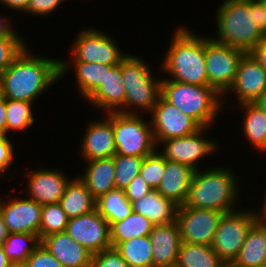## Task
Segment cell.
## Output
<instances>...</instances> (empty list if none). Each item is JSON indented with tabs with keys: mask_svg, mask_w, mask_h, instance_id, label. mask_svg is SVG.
<instances>
[{
	"mask_svg": "<svg viewBox=\"0 0 266 267\" xmlns=\"http://www.w3.org/2000/svg\"><path fill=\"white\" fill-rule=\"evenodd\" d=\"M63 60L29 54L27 47L11 66L0 73V95L5 99L33 102L69 69Z\"/></svg>",
	"mask_w": 266,
	"mask_h": 267,
	"instance_id": "1",
	"label": "cell"
},
{
	"mask_svg": "<svg viewBox=\"0 0 266 267\" xmlns=\"http://www.w3.org/2000/svg\"><path fill=\"white\" fill-rule=\"evenodd\" d=\"M216 19L221 44L249 53L265 37L262 0H226Z\"/></svg>",
	"mask_w": 266,
	"mask_h": 267,
	"instance_id": "2",
	"label": "cell"
},
{
	"mask_svg": "<svg viewBox=\"0 0 266 267\" xmlns=\"http://www.w3.org/2000/svg\"><path fill=\"white\" fill-rule=\"evenodd\" d=\"M162 67L177 82L210 86L205 65V38L184 27L173 35Z\"/></svg>",
	"mask_w": 266,
	"mask_h": 267,
	"instance_id": "3",
	"label": "cell"
},
{
	"mask_svg": "<svg viewBox=\"0 0 266 267\" xmlns=\"http://www.w3.org/2000/svg\"><path fill=\"white\" fill-rule=\"evenodd\" d=\"M235 178L234 173L227 169L211 168L202 172L196 170L184 205L223 213L234 211L232 206L238 197Z\"/></svg>",
	"mask_w": 266,
	"mask_h": 267,
	"instance_id": "4",
	"label": "cell"
},
{
	"mask_svg": "<svg viewBox=\"0 0 266 267\" xmlns=\"http://www.w3.org/2000/svg\"><path fill=\"white\" fill-rule=\"evenodd\" d=\"M161 96L185 115L193 118L201 127H208L221 108V96L210 86H200L161 80Z\"/></svg>",
	"mask_w": 266,
	"mask_h": 267,
	"instance_id": "5",
	"label": "cell"
},
{
	"mask_svg": "<svg viewBox=\"0 0 266 267\" xmlns=\"http://www.w3.org/2000/svg\"><path fill=\"white\" fill-rule=\"evenodd\" d=\"M121 75L126 91L125 105L118 111L133 114L134 111L124 107L134 105L152 112L161 95V79L152 78L149 67L141 58L126 56L121 60ZM154 79V80H153ZM123 109V110H122ZM130 111V112H129Z\"/></svg>",
	"mask_w": 266,
	"mask_h": 267,
	"instance_id": "6",
	"label": "cell"
},
{
	"mask_svg": "<svg viewBox=\"0 0 266 267\" xmlns=\"http://www.w3.org/2000/svg\"><path fill=\"white\" fill-rule=\"evenodd\" d=\"M150 124L135 112H112L116 154L145 157L154 153L157 144Z\"/></svg>",
	"mask_w": 266,
	"mask_h": 267,
	"instance_id": "7",
	"label": "cell"
},
{
	"mask_svg": "<svg viewBox=\"0 0 266 267\" xmlns=\"http://www.w3.org/2000/svg\"><path fill=\"white\" fill-rule=\"evenodd\" d=\"M254 211H232L221 216L212 249L229 267L237 258L251 227L258 221Z\"/></svg>",
	"mask_w": 266,
	"mask_h": 267,
	"instance_id": "8",
	"label": "cell"
},
{
	"mask_svg": "<svg viewBox=\"0 0 266 267\" xmlns=\"http://www.w3.org/2000/svg\"><path fill=\"white\" fill-rule=\"evenodd\" d=\"M245 54L239 48L221 44L213 38H205V65L210 87L220 95L229 91Z\"/></svg>",
	"mask_w": 266,
	"mask_h": 267,
	"instance_id": "9",
	"label": "cell"
},
{
	"mask_svg": "<svg viewBox=\"0 0 266 267\" xmlns=\"http://www.w3.org/2000/svg\"><path fill=\"white\" fill-rule=\"evenodd\" d=\"M223 212L179 206L176 221L182 242L211 246Z\"/></svg>",
	"mask_w": 266,
	"mask_h": 267,
	"instance_id": "10",
	"label": "cell"
},
{
	"mask_svg": "<svg viewBox=\"0 0 266 267\" xmlns=\"http://www.w3.org/2000/svg\"><path fill=\"white\" fill-rule=\"evenodd\" d=\"M80 32L72 48L74 61L115 66L126 56L105 33L96 29Z\"/></svg>",
	"mask_w": 266,
	"mask_h": 267,
	"instance_id": "11",
	"label": "cell"
},
{
	"mask_svg": "<svg viewBox=\"0 0 266 267\" xmlns=\"http://www.w3.org/2000/svg\"><path fill=\"white\" fill-rule=\"evenodd\" d=\"M152 114L151 125L156 144L193 134L201 128L193 118L185 115L161 95L153 107Z\"/></svg>",
	"mask_w": 266,
	"mask_h": 267,
	"instance_id": "12",
	"label": "cell"
},
{
	"mask_svg": "<svg viewBox=\"0 0 266 267\" xmlns=\"http://www.w3.org/2000/svg\"><path fill=\"white\" fill-rule=\"evenodd\" d=\"M65 231L92 254L112 247L109 222L96 209L69 219Z\"/></svg>",
	"mask_w": 266,
	"mask_h": 267,
	"instance_id": "13",
	"label": "cell"
},
{
	"mask_svg": "<svg viewBox=\"0 0 266 267\" xmlns=\"http://www.w3.org/2000/svg\"><path fill=\"white\" fill-rule=\"evenodd\" d=\"M208 127H201L195 133L162 141L164 146L161 154L167 161L186 164L194 170H198L197 162L216 150L214 141L202 137Z\"/></svg>",
	"mask_w": 266,
	"mask_h": 267,
	"instance_id": "14",
	"label": "cell"
},
{
	"mask_svg": "<svg viewBox=\"0 0 266 267\" xmlns=\"http://www.w3.org/2000/svg\"><path fill=\"white\" fill-rule=\"evenodd\" d=\"M42 205L30 198L2 202L0 215L8 233L39 235Z\"/></svg>",
	"mask_w": 266,
	"mask_h": 267,
	"instance_id": "15",
	"label": "cell"
},
{
	"mask_svg": "<svg viewBox=\"0 0 266 267\" xmlns=\"http://www.w3.org/2000/svg\"><path fill=\"white\" fill-rule=\"evenodd\" d=\"M230 90L236 93L239 104L254 103L266 92V70L249 53L241 59Z\"/></svg>",
	"mask_w": 266,
	"mask_h": 267,
	"instance_id": "16",
	"label": "cell"
},
{
	"mask_svg": "<svg viewBox=\"0 0 266 267\" xmlns=\"http://www.w3.org/2000/svg\"><path fill=\"white\" fill-rule=\"evenodd\" d=\"M149 237L152 243L153 267H175L182 244L177 221L154 225Z\"/></svg>",
	"mask_w": 266,
	"mask_h": 267,
	"instance_id": "17",
	"label": "cell"
},
{
	"mask_svg": "<svg viewBox=\"0 0 266 267\" xmlns=\"http://www.w3.org/2000/svg\"><path fill=\"white\" fill-rule=\"evenodd\" d=\"M28 176V198L40 205L59 203L70 181L64 173L52 169H38Z\"/></svg>",
	"mask_w": 266,
	"mask_h": 267,
	"instance_id": "18",
	"label": "cell"
},
{
	"mask_svg": "<svg viewBox=\"0 0 266 267\" xmlns=\"http://www.w3.org/2000/svg\"><path fill=\"white\" fill-rule=\"evenodd\" d=\"M107 117L109 118L104 121H95L88 125L82 144H80L84 160L110 158L116 154L112 112H109Z\"/></svg>",
	"mask_w": 266,
	"mask_h": 267,
	"instance_id": "19",
	"label": "cell"
},
{
	"mask_svg": "<svg viewBox=\"0 0 266 267\" xmlns=\"http://www.w3.org/2000/svg\"><path fill=\"white\" fill-rule=\"evenodd\" d=\"M41 244L64 267H91L92 253L74 241L66 231L43 237Z\"/></svg>",
	"mask_w": 266,
	"mask_h": 267,
	"instance_id": "20",
	"label": "cell"
},
{
	"mask_svg": "<svg viewBox=\"0 0 266 267\" xmlns=\"http://www.w3.org/2000/svg\"><path fill=\"white\" fill-rule=\"evenodd\" d=\"M195 171L186 164L166 160V168L157 191L176 205H184Z\"/></svg>",
	"mask_w": 266,
	"mask_h": 267,
	"instance_id": "21",
	"label": "cell"
},
{
	"mask_svg": "<svg viewBox=\"0 0 266 267\" xmlns=\"http://www.w3.org/2000/svg\"><path fill=\"white\" fill-rule=\"evenodd\" d=\"M126 91L121 75V62L106 71L104 82L87 98L103 111L118 112L125 105ZM119 107V108H118Z\"/></svg>",
	"mask_w": 266,
	"mask_h": 267,
	"instance_id": "22",
	"label": "cell"
},
{
	"mask_svg": "<svg viewBox=\"0 0 266 267\" xmlns=\"http://www.w3.org/2000/svg\"><path fill=\"white\" fill-rule=\"evenodd\" d=\"M178 207L157 190H151L142 198L132 202L133 212L147 217L154 225H166L175 222Z\"/></svg>",
	"mask_w": 266,
	"mask_h": 267,
	"instance_id": "23",
	"label": "cell"
},
{
	"mask_svg": "<svg viewBox=\"0 0 266 267\" xmlns=\"http://www.w3.org/2000/svg\"><path fill=\"white\" fill-rule=\"evenodd\" d=\"M266 264V221L258 220L249 230L237 258L229 267H262Z\"/></svg>",
	"mask_w": 266,
	"mask_h": 267,
	"instance_id": "24",
	"label": "cell"
},
{
	"mask_svg": "<svg viewBox=\"0 0 266 267\" xmlns=\"http://www.w3.org/2000/svg\"><path fill=\"white\" fill-rule=\"evenodd\" d=\"M84 175L80 178L97 200L105 193L116 189L113 157L88 161Z\"/></svg>",
	"mask_w": 266,
	"mask_h": 267,
	"instance_id": "25",
	"label": "cell"
},
{
	"mask_svg": "<svg viewBox=\"0 0 266 267\" xmlns=\"http://www.w3.org/2000/svg\"><path fill=\"white\" fill-rule=\"evenodd\" d=\"M59 204L69 219L88 214L96 209V199L80 177L69 181Z\"/></svg>",
	"mask_w": 266,
	"mask_h": 267,
	"instance_id": "26",
	"label": "cell"
},
{
	"mask_svg": "<svg viewBox=\"0 0 266 267\" xmlns=\"http://www.w3.org/2000/svg\"><path fill=\"white\" fill-rule=\"evenodd\" d=\"M154 224L145 216L131 212L125 219L110 225V239L113 248L135 237L149 236Z\"/></svg>",
	"mask_w": 266,
	"mask_h": 267,
	"instance_id": "27",
	"label": "cell"
},
{
	"mask_svg": "<svg viewBox=\"0 0 266 267\" xmlns=\"http://www.w3.org/2000/svg\"><path fill=\"white\" fill-rule=\"evenodd\" d=\"M175 267H227L212 246L182 242Z\"/></svg>",
	"mask_w": 266,
	"mask_h": 267,
	"instance_id": "28",
	"label": "cell"
},
{
	"mask_svg": "<svg viewBox=\"0 0 266 267\" xmlns=\"http://www.w3.org/2000/svg\"><path fill=\"white\" fill-rule=\"evenodd\" d=\"M96 210L111 225L129 216L133 208L132 203L126 198L124 190L114 189L96 200Z\"/></svg>",
	"mask_w": 266,
	"mask_h": 267,
	"instance_id": "29",
	"label": "cell"
},
{
	"mask_svg": "<svg viewBox=\"0 0 266 267\" xmlns=\"http://www.w3.org/2000/svg\"><path fill=\"white\" fill-rule=\"evenodd\" d=\"M116 250L128 267H153L152 243L149 236L135 237L120 243Z\"/></svg>",
	"mask_w": 266,
	"mask_h": 267,
	"instance_id": "30",
	"label": "cell"
},
{
	"mask_svg": "<svg viewBox=\"0 0 266 267\" xmlns=\"http://www.w3.org/2000/svg\"><path fill=\"white\" fill-rule=\"evenodd\" d=\"M246 110L243 129L244 135L257 150H266V113L255 103H242Z\"/></svg>",
	"mask_w": 266,
	"mask_h": 267,
	"instance_id": "31",
	"label": "cell"
},
{
	"mask_svg": "<svg viewBox=\"0 0 266 267\" xmlns=\"http://www.w3.org/2000/svg\"><path fill=\"white\" fill-rule=\"evenodd\" d=\"M40 244L39 235L17 232L8 233L6 240L1 245L10 262L16 264L26 262Z\"/></svg>",
	"mask_w": 266,
	"mask_h": 267,
	"instance_id": "32",
	"label": "cell"
},
{
	"mask_svg": "<svg viewBox=\"0 0 266 267\" xmlns=\"http://www.w3.org/2000/svg\"><path fill=\"white\" fill-rule=\"evenodd\" d=\"M77 84L81 94L87 99L103 82L110 65L74 61Z\"/></svg>",
	"mask_w": 266,
	"mask_h": 267,
	"instance_id": "33",
	"label": "cell"
},
{
	"mask_svg": "<svg viewBox=\"0 0 266 267\" xmlns=\"http://www.w3.org/2000/svg\"><path fill=\"white\" fill-rule=\"evenodd\" d=\"M69 222V217L59 203L42 205L41 224L39 237L64 232Z\"/></svg>",
	"mask_w": 266,
	"mask_h": 267,
	"instance_id": "34",
	"label": "cell"
},
{
	"mask_svg": "<svg viewBox=\"0 0 266 267\" xmlns=\"http://www.w3.org/2000/svg\"><path fill=\"white\" fill-rule=\"evenodd\" d=\"M115 187L124 190L132 179L140 174L144 157L115 154Z\"/></svg>",
	"mask_w": 266,
	"mask_h": 267,
	"instance_id": "35",
	"label": "cell"
},
{
	"mask_svg": "<svg viewBox=\"0 0 266 267\" xmlns=\"http://www.w3.org/2000/svg\"><path fill=\"white\" fill-rule=\"evenodd\" d=\"M33 102L6 99L7 132L12 130H24L34 123L32 113Z\"/></svg>",
	"mask_w": 266,
	"mask_h": 267,
	"instance_id": "36",
	"label": "cell"
},
{
	"mask_svg": "<svg viewBox=\"0 0 266 267\" xmlns=\"http://www.w3.org/2000/svg\"><path fill=\"white\" fill-rule=\"evenodd\" d=\"M165 168L166 159L161 153L155 151L154 153L144 157L140 175L153 190H157Z\"/></svg>",
	"mask_w": 266,
	"mask_h": 267,
	"instance_id": "37",
	"label": "cell"
},
{
	"mask_svg": "<svg viewBox=\"0 0 266 267\" xmlns=\"http://www.w3.org/2000/svg\"><path fill=\"white\" fill-rule=\"evenodd\" d=\"M20 36H0V73L8 69L26 48Z\"/></svg>",
	"mask_w": 266,
	"mask_h": 267,
	"instance_id": "38",
	"label": "cell"
},
{
	"mask_svg": "<svg viewBox=\"0 0 266 267\" xmlns=\"http://www.w3.org/2000/svg\"><path fill=\"white\" fill-rule=\"evenodd\" d=\"M91 267H128L116 248H109L92 254Z\"/></svg>",
	"mask_w": 266,
	"mask_h": 267,
	"instance_id": "39",
	"label": "cell"
},
{
	"mask_svg": "<svg viewBox=\"0 0 266 267\" xmlns=\"http://www.w3.org/2000/svg\"><path fill=\"white\" fill-rule=\"evenodd\" d=\"M30 267H64L42 244L26 260Z\"/></svg>",
	"mask_w": 266,
	"mask_h": 267,
	"instance_id": "40",
	"label": "cell"
},
{
	"mask_svg": "<svg viewBox=\"0 0 266 267\" xmlns=\"http://www.w3.org/2000/svg\"><path fill=\"white\" fill-rule=\"evenodd\" d=\"M151 190L153 189L146 183L143 177L140 174H138L124 189V193L126 198L132 203L145 196Z\"/></svg>",
	"mask_w": 266,
	"mask_h": 267,
	"instance_id": "41",
	"label": "cell"
},
{
	"mask_svg": "<svg viewBox=\"0 0 266 267\" xmlns=\"http://www.w3.org/2000/svg\"><path fill=\"white\" fill-rule=\"evenodd\" d=\"M64 0H30L25 12L46 16L53 12Z\"/></svg>",
	"mask_w": 266,
	"mask_h": 267,
	"instance_id": "42",
	"label": "cell"
},
{
	"mask_svg": "<svg viewBox=\"0 0 266 267\" xmlns=\"http://www.w3.org/2000/svg\"><path fill=\"white\" fill-rule=\"evenodd\" d=\"M6 134H0V173L9 169L14 159L13 145Z\"/></svg>",
	"mask_w": 266,
	"mask_h": 267,
	"instance_id": "43",
	"label": "cell"
},
{
	"mask_svg": "<svg viewBox=\"0 0 266 267\" xmlns=\"http://www.w3.org/2000/svg\"><path fill=\"white\" fill-rule=\"evenodd\" d=\"M265 70H266V36L249 52Z\"/></svg>",
	"mask_w": 266,
	"mask_h": 267,
	"instance_id": "44",
	"label": "cell"
},
{
	"mask_svg": "<svg viewBox=\"0 0 266 267\" xmlns=\"http://www.w3.org/2000/svg\"><path fill=\"white\" fill-rule=\"evenodd\" d=\"M0 134L7 135L6 99L0 95Z\"/></svg>",
	"mask_w": 266,
	"mask_h": 267,
	"instance_id": "45",
	"label": "cell"
},
{
	"mask_svg": "<svg viewBox=\"0 0 266 267\" xmlns=\"http://www.w3.org/2000/svg\"><path fill=\"white\" fill-rule=\"evenodd\" d=\"M30 0H0L1 4L6 5V7H10L14 10H22L26 11Z\"/></svg>",
	"mask_w": 266,
	"mask_h": 267,
	"instance_id": "46",
	"label": "cell"
},
{
	"mask_svg": "<svg viewBox=\"0 0 266 267\" xmlns=\"http://www.w3.org/2000/svg\"><path fill=\"white\" fill-rule=\"evenodd\" d=\"M7 20L9 19L0 17V36H19L8 24Z\"/></svg>",
	"mask_w": 266,
	"mask_h": 267,
	"instance_id": "47",
	"label": "cell"
},
{
	"mask_svg": "<svg viewBox=\"0 0 266 267\" xmlns=\"http://www.w3.org/2000/svg\"><path fill=\"white\" fill-rule=\"evenodd\" d=\"M13 264L8 259L7 255L4 252L2 245H0V267H12Z\"/></svg>",
	"mask_w": 266,
	"mask_h": 267,
	"instance_id": "48",
	"label": "cell"
},
{
	"mask_svg": "<svg viewBox=\"0 0 266 267\" xmlns=\"http://www.w3.org/2000/svg\"><path fill=\"white\" fill-rule=\"evenodd\" d=\"M7 236H8V231L3 221V218L0 215V245L6 240Z\"/></svg>",
	"mask_w": 266,
	"mask_h": 267,
	"instance_id": "49",
	"label": "cell"
},
{
	"mask_svg": "<svg viewBox=\"0 0 266 267\" xmlns=\"http://www.w3.org/2000/svg\"><path fill=\"white\" fill-rule=\"evenodd\" d=\"M254 103L266 113V92L263 93Z\"/></svg>",
	"mask_w": 266,
	"mask_h": 267,
	"instance_id": "50",
	"label": "cell"
},
{
	"mask_svg": "<svg viewBox=\"0 0 266 267\" xmlns=\"http://www.w3.org/2000/svg\"><path fill=\"white\" fill-rule=\"evenodd\" d=\"M260 212L261 213H259V212L255 213L256 216L258 217V220H260V221H266V196H265V202H264L263 210H261Z\"/></svg>",
	"mask_w": 266,
	"mask_h": 267,
	"instance_id": "51",
	"label": "cell"
},
{
	"mask_svg": "<svg viewBox=\"0 0 266 267\" xmlns=\"http://www.w3.org/2000/svg\"><path fill=\"white\" fill-rule=\"evenodd\" d=\"M263 5V32L266 36V0H262Z\"/></svg>",
	"mask_w": 266,
	"mask_h": 267,
	"instance_id": "52",
	"label": "cell"
},
{
	"mask_svg": "<svg viewBox=\"0 0 266 267\" xmlns=\"http://www.w3.org/2000/svg\"><path fill=\"white\" fill-rule=\"evenodd\" d=\"M12 267H30L27 262L13 264Z\"/></svg>",
	"mask_w": 266,
	"mask_h": 267,
	"instance_id": "53",
	"label": "cell"
}]
</instances>
